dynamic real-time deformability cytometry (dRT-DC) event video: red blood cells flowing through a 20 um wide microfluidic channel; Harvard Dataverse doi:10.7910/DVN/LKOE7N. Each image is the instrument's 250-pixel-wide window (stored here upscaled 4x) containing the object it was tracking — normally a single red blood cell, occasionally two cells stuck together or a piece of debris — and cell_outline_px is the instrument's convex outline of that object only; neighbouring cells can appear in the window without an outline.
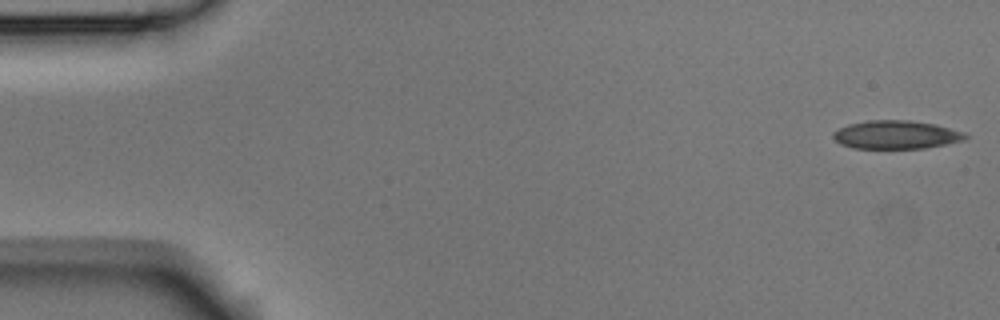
{"species": "Egyptian fruit bat (a non-hibernating species)", "species_latin": "Rousettus aegyptiacus", "temperature_condition": "room temperature", "stored_images_in_passage": 5, "camera_frame_rate_fps": 3000, "um_per_image_px": 0.085, "animal": {"sex": "male"}, "frame": {"image": 1, "passage_image": 1, "time_ms": 0.0, "image_size_px": [1000, 320], "cell_outline_px": [[968, 136], [964, 140], [924, 148], [852, 148], [840, 144], [832, 136], [832, 132], [848, 124], [868, 120], [908, 120], [936, 124], [964, 132]], "centroid_in_image_um": [76.15, 11.44], "position_along_channel_um": 8.9, "area_um2": 21.79}}
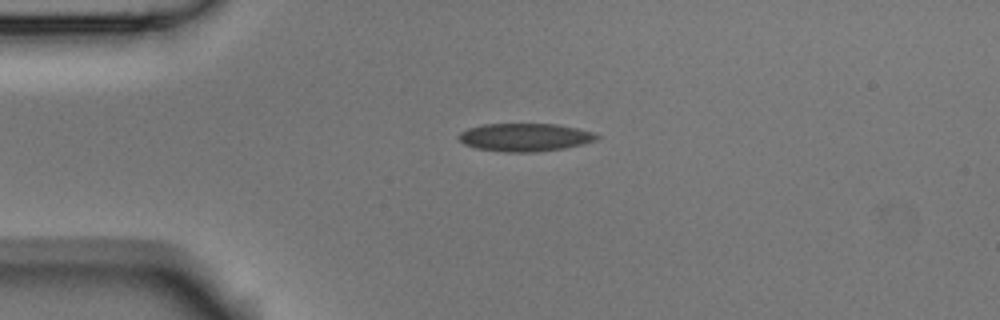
{"frame": {"image": 2, "passage_image": 4, "time_ms": 1.0, "image_size_px": [1000, 320], "cell_outline_px": [[600, 136], [596, 140], [564, 148], [540, 152], [504, 152], [476, 148], [464, 144], [460, 140], [460, 132], [468, 128], [484, 124], [556, 124], [576, 128], [592, 132]], "centroid_in_image_um": [44.61, 11.67], "position_along_channel_um": 40.4, "area_um2": 22.37}}